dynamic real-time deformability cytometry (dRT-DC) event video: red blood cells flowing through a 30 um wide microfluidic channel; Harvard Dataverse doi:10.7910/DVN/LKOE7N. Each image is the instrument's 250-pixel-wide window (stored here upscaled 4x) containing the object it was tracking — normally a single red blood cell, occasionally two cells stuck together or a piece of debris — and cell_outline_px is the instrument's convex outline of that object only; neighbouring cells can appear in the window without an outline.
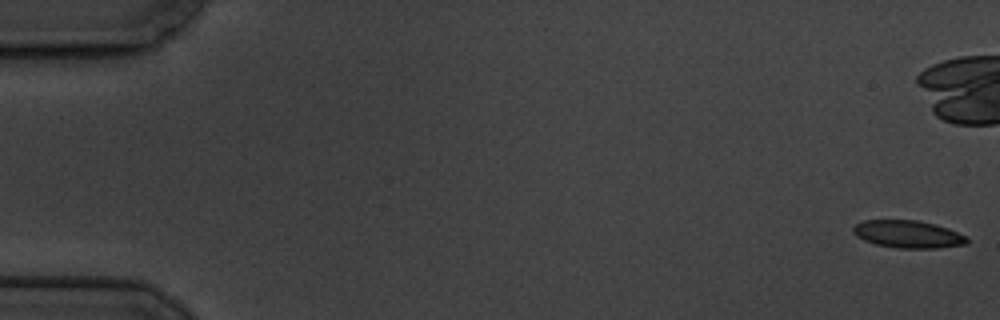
{"species": "common noctule bat (a hibernating species)", "species_latin": "Nyctalus noctula", "temperature_condition": "cold", "stored_images_in_passage": 16, "camera_frame_rate_fps": 3000, "um_per_image_px": 0.085, "animal": {"sex": "male", "body_mass_g": 19.5, "forearm_length_mm": 54.6}, "frame": {"image": 1, "passage_image": 1, "time_ms": 0.0, "image_size_px": [1000, 320], "cell_outline_px": [[968, 244], [936, 248], [896, 248], [876, 244], [864, 240], [856, 236], [852, 232], [852, 228], [856, 224], [864, 220], [916, 220], [948, 228], [968, 236]], "centroid_in_image_um": [77.18, 19.91], "position_along_channel_um": 7.8, "area_um2": 18.26}}